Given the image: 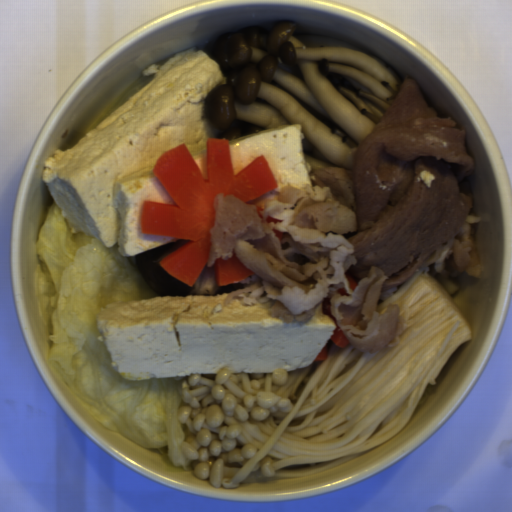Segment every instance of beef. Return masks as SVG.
Returning a JSON list of instances; mask_svg holds the SVG:
<instances>
[{"label":"beef","mask_w":512,"mask_h":512,"mask_svg":"<svg viewBox=\"0 0 512 512\" xmlns=\"http://www.w3.org/2000/svg\"><path fill=\"white\" fill-rule=\"evenodd\" d=\"M401 82L349 155L350 169L308 167L312 185L286 184L261 207L262 217L235 196L214 197L208 263L190 294L214 296L224 286L214 263L235 252L254 274L230 283L244 287L227 294L223 307L238 299L266 306L283 322L305 323L329 298L348 346L371 355L396 345L408 323L397 305L377 311L407 280L425 272L453 294L466 277L482 276L467 132L437 115L418 82ZM269 215L283 221L266 223ZM273 228L284 232L282 240Z\"/></svg>","instance_id":"obj_1"}]
</instances>
